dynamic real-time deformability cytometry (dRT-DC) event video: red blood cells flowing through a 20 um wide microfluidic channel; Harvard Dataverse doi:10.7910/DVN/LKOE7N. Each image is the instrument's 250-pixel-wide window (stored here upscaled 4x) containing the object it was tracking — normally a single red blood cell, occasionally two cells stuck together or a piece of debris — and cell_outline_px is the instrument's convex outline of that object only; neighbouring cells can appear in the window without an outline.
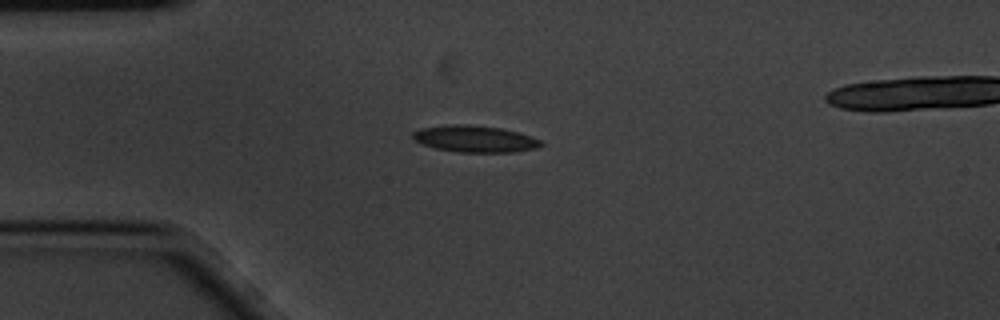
{"species": "common noctule bat (a hibernating species)", "species_latin": "Nyctalus noctula", "temperature_condition": "cold", "stored_images_in_passage": 5, "camera_frame_rate_fps": 3000, "um_per_image_px": 0.085, "animal": {"sex": "male", "body_mass_g": 20.1, "forearm_length_mm": 53.5}, "frame": {"image": 1, "passage_image": 3, "time_ms": 0.667, "image_size_px": [1000, 320], "cell_outline_px": [[544, 144], [536, 148], [512, 152], [460, 152], [436, 148], [424, 144], [416, 140], [412, 136], [412, 132], [420, 128], [452, 124], [468, 124], [500, 128], [520, 132], [540, 140]], "centroid_in_image_um": [40.38, 11.79], "position_along_channel_um": 44.6, "area_um2": 19.77}}